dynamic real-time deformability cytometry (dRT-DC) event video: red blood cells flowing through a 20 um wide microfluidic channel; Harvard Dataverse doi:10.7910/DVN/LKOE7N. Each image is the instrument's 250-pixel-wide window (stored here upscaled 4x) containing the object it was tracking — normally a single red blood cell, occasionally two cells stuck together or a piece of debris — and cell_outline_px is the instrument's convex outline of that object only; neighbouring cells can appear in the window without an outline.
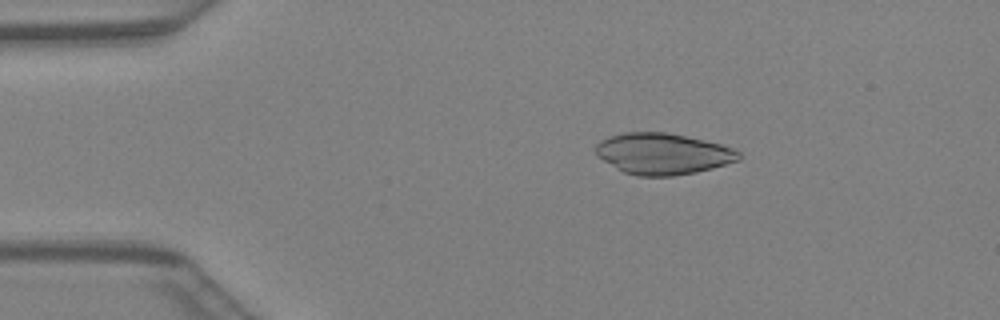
{"species": "Egyptian fruit bat (a non-hibernating species)", "species_latin": "Rousettus aegyptiacus", "temperature_condition": "warm", "stored_images_in_passage": 42, "camera_frame_rate_fps": 3000, "um_per_image_px": 0.085, "animal": {"sex": "female"}, "frame": {"image": 1, "passage_image": 8, "time_ms": 2.333, "image_size_px": [1000, 320], "cell_outline_px": [[740, 160], [712, 168], [696, 172], [672, 176], [636, 176], [624, 172], [616, 168], [596, 156], [596, 144], [600, 140], [624, 132], [664, 132], [684, 136], [720, 144], [732, 148], [740, 152]], "centroid_in_image_um": [56.32, 13.08], "position_along_channel_um": 28.7, "area_um2": 34.16}}
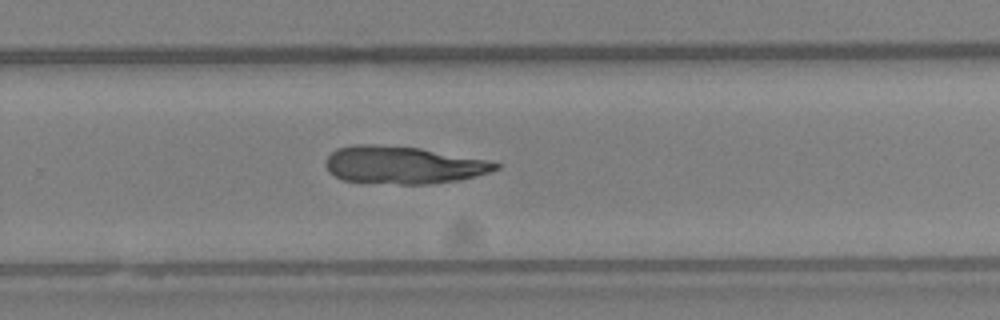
{"frame": {"image": 2, "passage_image": 28, "time_ms": 9.0, "image_size_px": [1000, 320], "cell_outline_px": [[500, 168], [488, 172], [460, 180], [428, 184], [400, 184], [344, 180], [328, 172], [324, 164], [328, 156], [336, 148], [356, 144], [376, 144], [420, 148], [492, 160], [500, 164]], "centroid_in_image_um": [34.28, 14.01], "position_along_channel_um": 295.5, "area_um2": 37.28}}
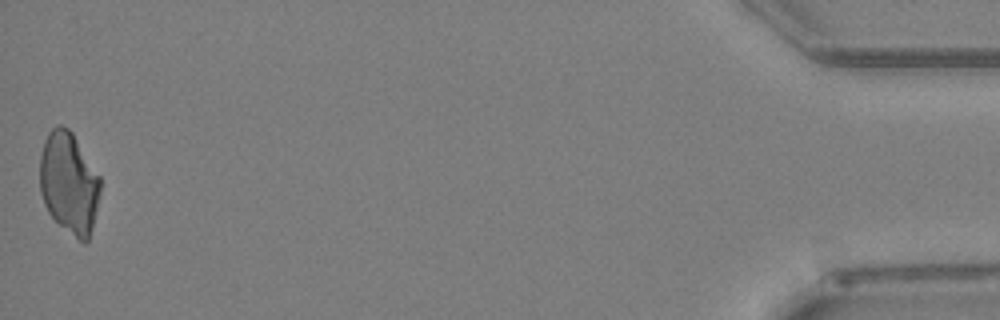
{"frame": {"image": 3, "passage_image": 42, "time_ms": 13.667, "image_size_px": [1000, 320], "cell_outline_px": [[100, 192], [92, 228], [88, 240], [84, 244], [60, 224], [48, 212], [44, 204], [40, 192], [40, 156], [44, 140], [48, 132], [56, 124], [60, 124], [68, 128], [72, 132], [100, 176]], "centroid_in_image_um": [5.85, 15.51], "position_along_channel_um": 429.3, "area_um2": 35.72}}